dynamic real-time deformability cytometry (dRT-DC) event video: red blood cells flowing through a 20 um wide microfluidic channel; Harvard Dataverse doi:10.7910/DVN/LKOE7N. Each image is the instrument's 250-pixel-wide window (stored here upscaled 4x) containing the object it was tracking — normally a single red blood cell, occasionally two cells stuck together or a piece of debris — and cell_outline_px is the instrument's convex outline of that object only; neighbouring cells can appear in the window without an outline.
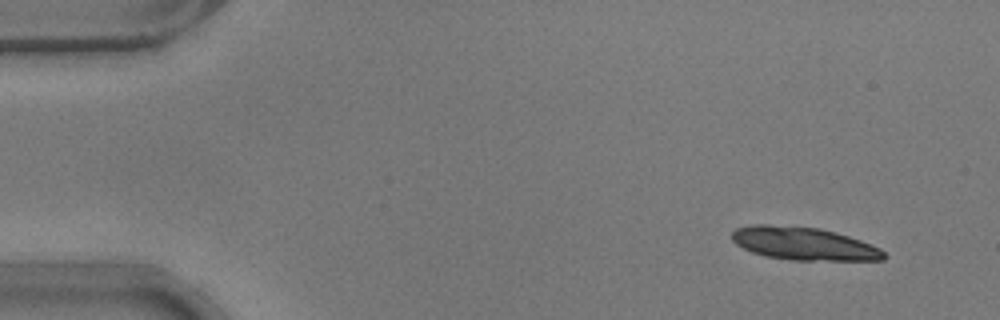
{"species": "common noctule bat (a hibernating species)", "species_latin": "Nyctalus noctula", "temperature_condition": "warm", "stored_images_in_passage": 45, "camera_frame_rate_fps": 3000, "um_per_image_px": 0.085, "animal": {"sex": "male", "body_mass_g": 17.9}, "frame": {"image": 1, "passage_image": 5, "time_ms": 1.333, "image_size_px": [1000, 320], "cell_outline_px": [[888, 256], [884, 260], [792, 260], [768, 256], [752, 252], [736, 244], [732, 240], [732, 232], [736, 228], [752, 224], [768, 224], [820, 228], [836, 232], [872, 244], [880, 248]], "centroid_in_image_um": [68.33, 20.7], "position_along_channel_um": 16.7, "area_um2": 29.19}}
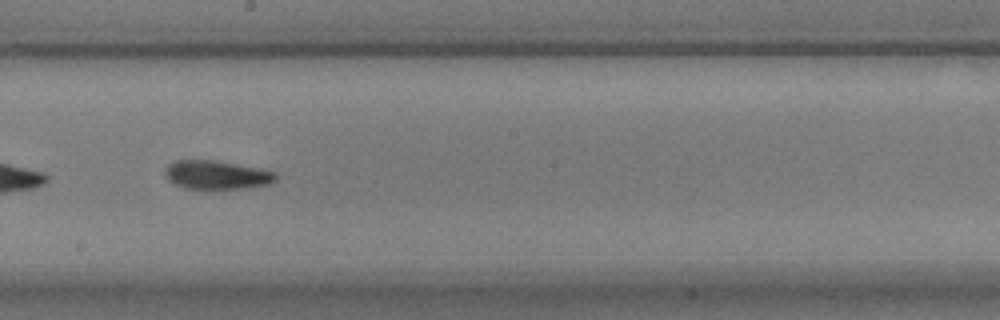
{"frame": {"image": 2, "passage_image": 31, "time_ms": 10.0, "image_size_px": [1000, 320], "cell_outline_px": [[276, 180], [272, 184], [248, 188], [184, 188], [172, 184], [168, 180], [164, 172], [168, 164], [176, 160], [212, 160], [260, 168], [276, 172]], "centroid_in_image_um": [18.42, 14.87], "position_along_channel_um": 229.8, "area_um2": 18.55}}
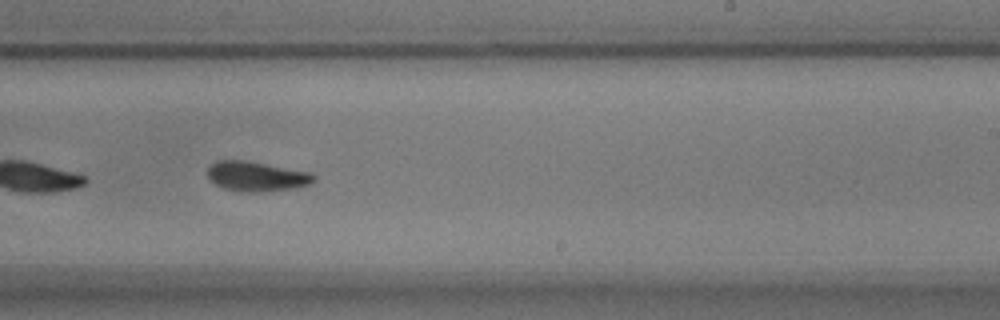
{"frame": {"image": 3, "passage_image": 34, "time_ms": 11.0, "image_size_px": [1000, 320], "cell_outline_px": [[316, 180], [312, 184], [292, 188], [260, 192], [240, 192], [224, 188], [216, 184], [208, 176], [208, 168], [216, 160], [248, 160], [308, 172], [316, 176]], "centroid_in_image_um": [21.81, 14.99], "position_along_channel_um": 267.2, "area_um2": 18.44}, "authors_computed_cell_mechanics": {"area_um2": 18.785, "velocity_mm_per_s": 3.7577, "shape_relaxation_time_tau1_ms": 4.453, "shape_relaxation_time_tau2_ms": 2.0307, "deformation_change_tau1": 0.138, "deformation_change_tau2": 0.0707}}